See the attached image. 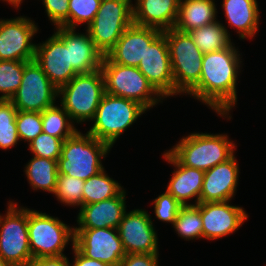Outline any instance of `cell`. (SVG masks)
I'll list each match as a JSON object with an SVG mask.
<instances>
[{
    "instance_id": "1",
    "label": "cell",
    "mask_w": 266,
    "mask_h": 266,
    "mask_svg": "<svg viewBox=\"0 0 266 266\" xmlns=\"http://www.w3.org/2000/svg\"><path fill=\"white\" fill-rule=\"evenodd\" d=\"M240 54L232 44L222 50L205 53L199 83L188 93L208 105L217 114L229 116L237 103V78Z\"/></svg>"
},
{
    "instance_id": "2",
    "label": "cell",
    "mask_w": 266,
    "mask_h": 266,
    "mask_svg": "<svg viewBox=\"0 0 266 266\" xmlns=\"http://www.w3.org/2000/svg\"><path fill=\"white\" fill-rule=\"evenodd\" d=\"M110 149L107 143L89 133L77 131L63 141L61 156L57 160L58 174L87 180L104 169L101 160Z\"/></svg>"
},
{
    "instance_id": "3",
    "label": "cell",
    "mask_w": 266,
    "mask_h": 266,
    "mask_svg": "<svg viewBox=\"0 0 266 266\" xmlns=\"http://www.w3.org/2000/svg\"><path fill=\"white\" fill-rule=\"evenodd\" d=\"M235 147L226 134L191 133L168 151L182 165L207 171L230 159Z\"/></svg>"
},
{
    "instance_id": "4",
    "label": "cell",
    "mask_w": 266,
    "mask_h": 266,
    "mask_svg": "<svg viewBox=\"0 0 266 266\" xmlns=\"http://www.w3.org/2000/svg\"><path fill=\"white\" fill-rule=\"evenodd\" d=\"M100 70L106 93L135 101L146 110L163 100L137 67L113 63L105 55Z\"/></svg>"
},
{
    "instance_id": "5",
    "label": "cell",
    "mask_w": 266,
    "mask_h": 266,
    "mask_svg": "<svg viewBox=\"0 0 266 266\" xmlns=\"http://www.w3.org/2000/svg\"><path fill=\"white\" fill-rule=\"evenodd\" d=\"M145 111L146 109L135 101L105 92L91 120L94 124L87 133L112 148L117 138Z\"/></svg>"
},
{
    "instance_id": "6",
    "label": "cell",
    "mask_w": 266,
    "mask_h": 266,
    "mask_svg": "<svg viewBox=\"0 0 266 266\" xmlns=\"http://www.w3.org/2000/svg\"><path fill=\"white\" fill-rule=\"evenodd\" d=\"M167 39L174 80V95L188 94L198 83L203 53L188 32L175 28L163 31Z\"/></svg>"
},
{
    "instance_id": "7",
    "label": "cell",
    "mask_w": 266,
    "mask_h": 266,
    "mask_svg": "<svg viewBox=\"0 0 266 266\" xmlns=\"http://www.w3.org/2000/svg\"><path fill=\"white\" fill-rule=\"evenodd\" d=\"M105 94L101 70L77 74L71 81L58 89L61 106L77 123L91 121Z\"/></svg>"
},
{
    "instance_id": "8",
    "label": "cell",
    "mask_w": 266,
    "mask_h": 266,
    "mask_svg": "<svg viewBox=\"0 0 266 266\" xmlns=\"http://www.w3.org/2000/svg\"><path fill=\"white\" fill-rule=\"evenodd\" d=\"M28 238L33 258L62 256L69 240L74 244V227L28 208Z\"/></svg>"
},
{
    "instance_id": "9",
    "label": "cell",
    "mask_w": 266,
    "mask_h": 266,
    "mask_svg": "<svg viewBox=\"0 0 266 266\" xmlns=\"http://www.w3.org/2000/svg\"><path fill=\"white\" fill-rule=\"evenodd\" d=\"M131 2V0H101L99 10L87 27V31L103 56L108 54L125 30L133 24Z\"/></svg>"
},
{
    "instance_id": "10",
    "label": "cell",
    "mask_w": 266,
    "mask_h": 266,
    "mask_svg": "<svg viewBox=\"0 0 266 266\" xmlns=\"http://www.w3.org/2000/svg\"><path fill=\"white\" fill-rule=\"evenodd\" d=\"M9 202L0 215V256L11 266H26L33 258L28 238V208Z\"/></svg>"
},
{
    "instance_id": "11",
    "label": "cell",
    "mask_w": 266,
    "mask_h": 266,
    "mask_svg": "<svg viewBox=\"0 0 266 266\" xmlns=\"http://www.w3.org/2000/svg\"><path fill=\"white\" fill-rule=\"evenodd\" d=\"M58 96V89L32 60L25 64L21 85L9 101L18 111L43 112Z\"/></svg>"
},
{
    "instance_id": "12",
    "label": "cell",
    "mask_w": 266,
    "mask_h": 266,
    "mask_svg": "<svg viewBox=\"0 0 266 266\" xmlns=\"http://www.w3.org/2000/svg\"><path fill=\"white\" fill-rule=\"evenodd\" d=\"M74 246L86 257L119 266L125 257L116 228L74 229Z\"/></svg>"
},
{
    "instance_id": "13",
    "label": "cell",
    "mask_w": 266,
    "mask_h": 266,
    "mask_svg": "<svg viewBox=\"0 0 266 266\" xmlns=\"http://www.w3.org/2000/svg\"><path fill=\"white\" fill-rule=\"evenodd\" d=\"M37 31V25L27 17L0 19V60H34L36 44L31 41Z\"/></svg>"
},
{
    "instance_id": "14",
    "label": "cell",
    "mask_w": 266,
    "mask_h": 266,
    "mask_svg": "<svg viewBox=\"0 0 266 266\" xmlns=\"http://www.w3.org/2000/svg\"><path fill=\"white\" fill-rule=\"evenodd\" d=\"M117 230L126 254L159 253L153 221L144 209L125 212Z\"/></svg>"
},
{
    "instance_id": "15",
    "label": "cell",
    "mask_w": 266,
    "mask_h": 266,
    "mask_svg": "<svg viewBox=\"0 0 266 266\" xmlns=\"http://www.w3.org/2000/svg\"><path fill=\"white\" fill-rule=\"evenodd\" d=\"M137 68L163 98L174 96L171 59L163 32L146 49V54Z\"/></svg>"
},
{
    "instance_id": "16",
    "label": "cell",
    "mask_w": 266,
    "mask_h": 266,
    "mask_svg": "<svg viewBox=\"0 0 266 266\" xmlns=\"http://www.w3.org/2000/svg\"><path fill=\"white\" fill-rule=\"evenodd\" d=\"M34 61L57 89L78 74L70 64L69 49L55 33L35 46Z\"/></svg>"
},
{
    "instance_id": "17",
    "label": "cell",
    "mask_w": 266,
    "mask_h": 266,
    "mask_svg": "<svg viewBox=\"0 0 266 266\" xmlns=\"http://www.w3.org/2000/svg\"><path fill=\"white\" fill-rule=\"evenodd\" d=\"M230 201L201 203L203 238L216 240L235 232L246 221L244 208Z\"/></svg>"
},
{
    "instance_id": "18",
    "label": "cell",
    "mask_w": 266,
    "mask_h": 266,
    "mask_svg": "<svg viewBox=\"0 0 266 266\" xmlns=\"http://www.w3.org/2000/svg\"><path fill=\"white\" fill-rule=\"evenodd\" d=\"M163 31L132 24L106 55L113 63L138 67L146 49Z\"/></svg>"
},
{
    "instance_id": "19",
    "label": "cell",
    "mask_w": 266,
    "mask_h": 266,
    "mask_svg": "<svg viewBox=\"0 0 266 266\" xmlns=\"http://www.w3.org/2000/svg\"><path fill=\"white\" fill-rule=\"evenodd\" d=\"M69 49L70 64L78 73H90L101 68L103 54L95 47L89 32L76 33L75 29L56 27L54 32Z\"/></svg>"
},
{
    "instance_id": "20",
    "label": "cell",
    "mask_w": 266,
    "mask_h": 266,
    "mask_svg": "<svg viewBox=\"0 0 266 266\" xmlns=\"http://www.w3.org/2000/svg\"><path fill=\"white\" fill-rule=\"evenodd\" d=\"M233 155L227 161L205 171L200 203L230 201L238 185L239 165Z\"/></svg>"
},
{
    "instance_id": "21",
    "label": "cell",
    "mask_w": 266,
    "mask_h": 266,
    "mask_svg": "<svg viewBox=\"0 0 266 266\" xmlns=\"http://www.w3.org/2000/svg\"><path fill=\"white\" fill-rule=\"evenodd\" d=\"M126 191L117 196L80 207L77 215L78 227L74 229L118 228L126 212Z\"/></svg>"
},
{
    "instance_id": "22",
    "label": "cell",
    "mask_w": 266,
    "mask_h": 266,
    "mask_svg": "<svg viewBox=\"0 0 266 266\" xmlns=\"http://www.w3.org/2000/svg\"><path fill=\"white\" fill-rule=\"evenodd\" d=\"M163 156L168 163L175 166L166 191L182 206L199 204L205 171L182 165L169 151L165 152ZM194 197H196L195 204L187 202Z\"/></svg>"
},
{
    "instance_id": "23",
    "label": "cell",
    "mask_w": 266,
    "mask_h": 266,
    "mask_svg": "<svg viewBox=\"0 0 266 266\" xmlns=\"http://www.w3.org/2000/svg\"><path fill=\"white\" fill-rule=\"evenodd\" d=\"M180 0H137L133 8V24L161 31L174 28Z\"/></svg>"
},
{
    "instance_id": "24",
    "label": "cell",
    "mask_w": 266,
    "mask_h": 266,
    "mask_svg": "<svg viewBox=\"0 0 266 266\" xmlns=\"http://www.w3.org/2000/svg\"><path fill=\"white\" fill-rule=\"evenodd\" d=\"M222 8L229 26L237 29L240 39L254 37L260 17L257 0H223Z\"/></svg>"
},
{
    "instance_id": "25",
    "label": "cell",
    "mask_w": 266,
    "mask_h": 266,
    "mask_svg": "<svg viewBox=\"0 0 266 266\" xmlns=\"http://www.w3.org/2000/svg\"><path fill=\"white\" fill-rule=\"evenodd\" d=\"M217 8L214 0H180L174 28L189 32L216 21Z\"/></svg>"
},
{
    "instance_id": "26",
    "label": "cell",
    "mask_w": 266,
    "mask_h": 266,
    "mask_svg": "<svg viewBox=\"0 0 266 266\" xmlns=\"http://www.w3.org/2000/svg\"><path fill=\"white\" fill-rule=\"evenodd\" d=\"M24 172L34 190L41 189L53 194L58 176L56 160L33 156Z\"/></svg>"
},
{
    "instance_id": "27",
    "label": "cell",
    "mask_w": 266,
    "mask_h": 266,
    "mask_svg": "<svg viewBox=\"0 0 266 266\" xmlns=\"http://www.w3.org/2000/svg\"><path fill=\"white\" fill-rule=\"evenodd\" d=\"M227 28L219 21L190 30L188 33L200 51L210 53L229 47L231 43Z\"/></svg>"
},
{
    "instance_id": "28",
    "label": "cell",
    "mask_w": 266,
    "mask_h": 266,
    "mask_svg": "<svg viewBox=\"0 0 266 266\" xmlns=\"http://www.w3.org/2000/svg\"><path fill=\"white\" fill-rule=\"evenodd\" d=\"M110 178L105 169L84 182L83 205L100 202L117 196L123 189Z\"/></svg>"
},
{
    "instance_id": "29",
    "label": "cell",
    "mask_w": 266,
    "mask_h": 266,
    "mask_svg": "<svg viewBox=\"0 0 266 266\" xmlns=\"http://www.w3.org/2000/svg\"><path fill=\"white\" fill-rule=\"evenodd\" d=\"M44 133L57 137L62 141L72 137L78 130L73 126L69 114L62 106L53 105L41 112Z\"/></svg>"
},
{
    "instance_id": "30",
    "label": "cell",
    "mask_w": 266,
    "mask_h": 266,
    "mask_svg": "<svg viewBox=\"0 0 266 266\" xmlns=\"http://www.w3.org/2000/svg\"><path fill=\"white\" fill-rule=\"evenodd\" d=\"M172 227L185 240L203 238L201 203L195 206H183Z\"/></svg>"
},
{
    "instance_id": "31",
    "label": "cell",
    "mask_w": 266,
    "mask_h": 266,
    "mask_svg": "<svg viewBox=\"0 0 266 266\" xmlns=\"http://www.w3.org/2000/svg\"><path fill=\"white\" fill-rule=\"evenodd\" d=\"M25 61L0 60V100H10L21 85Z\"/></svg>"
},
{
    "instance_id": "32",
    "label": "cell",
    "mask_w": 266,
    "mask_h": 266,
    "mask_svg": "<svg viewBox=\"0 0 266 266\" xmlns=\"http://www.w3.org/2000/svg\"><path fill=\"white\" fill-rule=\"evenodd\" d=\"M18 110L9 100H0V148L8 149L20 140L16 126Z\"/></svg>"
},
{
    "instance_id": "33",
    "label": "cell",
    "mask_w": 266,
    "mask_h": 266,
    "mask_svg": "<svg viewBox=\"0 0 266 266\" xmlns=\"http://www.w3.org/2000/svg\"><path fill=\"white\" fill-rule=\"evenodd\" d=\"M85 180L58 174L53 194L68 206H83V188Z\"/></svg>"
},
{
    "instance_id": "34",
    "label": "cell",
    "mask_w": 266,
    "mask_h": 266,
    "mask_svg": "<svg viewBox=\"0 0 266 266\" xmlns=\"http://www.w3.org/2000/svg\"><path fill=\"white\" fill-rule=\"evenodd\" d=\"M101 0H69L68 21L62 26L65 28L76 29L79 24L92 23Z\"/></svg>"
},
{
    "instance_id": "35",
    "label": "cell",
    "mask_w": 266,
    "mask_h": 266,
    "mask_svg": "<svg viewBox=\"0 0 266 266\" xmlns=\"http://www.w3.org/2000/svg\"><path fill=\"white\" fill-rule=\"evenodd\" d=\"M16 126L19 139L30 143L43 132L41 112L18 111Z\"/></svg>"
},
{
    "instance_id": "36",
    "label": "cell",
    "mask_w": 266,
    "mask_h": 266,
    "mask_svg": "<svg viewBox=\"0 0 266 266\" xmlns=\"http://www.w3.org/2000/svg\"><path fill=\"white\" fill-rule=\"evenodd\" d=\"M62 144L61 139L42 132L28 145L34 156L57 161L61 156Z\"/></svg>"
},
{
    "instance_id": "37",
    "label": "cell",
    "mask_w": 266,
    "mask_h": 266,
    "mask_svg": "<svg viewBox=\"0 0 266 266\" xmlns=\"http://www.w3.org/2000/svg\"><path fill=\"white\" fill-rule=\"evenodd\" d=\"M154 212L158 220L173 225L179 210L183 207L170 193L165 191L154 200Z\"/></svg>"
},
{
    "instance_id": "38",
    "label": "cell",
    "mask_w": 266,
    "mask_h": 266,
    "mask_svg": "<svg viewBox=\"0 0 266 266\" xmlns=\"http://www.w3.org/2000/svg\"><path fill=\"white\" fill-rule=\"evenodd\" d=\"M69 0H43L49 20L56 25L63 26L68 21Z\"/></svg>"
},
{
    "instance_id": "39",
    "label": "cell",
    "mask_w": 266,
    "mask_h": 266,
    "mask_svg": "<svg viewBox=\"0 0 266 266\" xmlns=\"http://www.w3.org/2000/svg\"><path fill=\"white\" fill-rule=\"evenodd\" d=\"M159 253L126 254L119 266H159Z\"/></svg>"
},
{
    "instance_id": "40",
    "label": "cell",
    "mask_w": 266,
    "mask_h": 266,
    "mask_svg": "<svg viewBox=\"0 0 266 266\" xmlns=\"http://www.w3.org/2000/svg\"><path fill=\"white\" fill-rule=\"evenodd\" d=\"M70 262L65 255L57 257L32 258L26 266H69Z\"/></svg>"
},
{
    "instance_id": "41",
    "label": "cell",
    "mask_w": 266,
    "mask_h": 266,
    "mask_svg": "<svg viewBox=\"0 0 266 266\" xmlns=\"http://www.w3.org/2000/svg\"><path fill=\"white\" fill-rule=\"evenodd\" d=\"M72 249L74 251V263L69 266H111L107 263L101 262L99 260L91 259L84 256L75 246L72 244Z\"/></svg>"
},
{
    "instance_id": "42",
    "label": "cell",
    "mask_w": 266,
    "mask_h": 266,
    "mask_svg": "<svg viewBox=\"0 0 266 266\" xmlns=\"http://www.w3.org/2000/svg\"><path fill=\"white\" fill-rule=\"evenodd\" d=\"M23 0H9V4L13 5L15 8L18 9V7L21 5Z\"/></svg>"
},
{
    "instance_id": "43",
    "label": "cell",
    "mask_w": 266,
    "mask_h": 266,
    "mask_svg": "<svg viewBox=\"0 0 266 266\" xmlns=\"http://www.w3.org/2000/svg\"><path fill=\"white\" fill-rule=\"evenodd\" d=\"M0 266H11L8 262H6L1 256H0Z\"/></svg>"
}]
</instances>
